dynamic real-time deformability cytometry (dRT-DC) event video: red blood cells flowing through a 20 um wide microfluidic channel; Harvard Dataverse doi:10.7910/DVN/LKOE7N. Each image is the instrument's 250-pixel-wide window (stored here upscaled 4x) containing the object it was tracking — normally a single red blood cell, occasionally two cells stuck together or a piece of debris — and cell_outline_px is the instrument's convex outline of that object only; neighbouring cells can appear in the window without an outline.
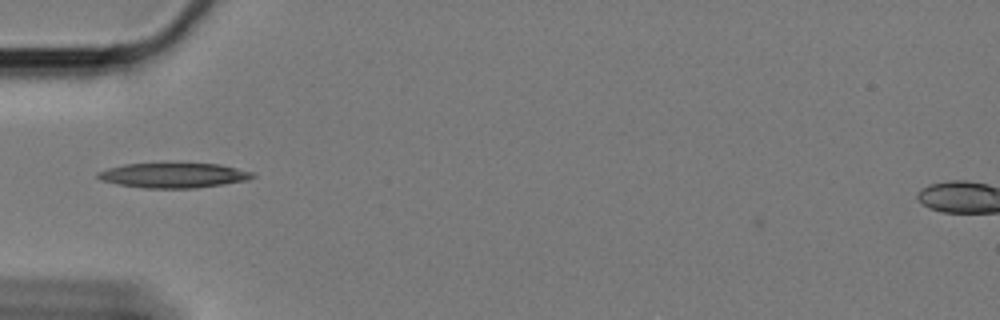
{"species": "Egyptian fruit bat (a non-hibernating species)", "species_latin": "Rousettus aegyptiacus", "temperature_condition": "cold", "stored_images_in_passage": 18, "camera_frame_rate_fps": 3000, "um_per_image_px": 0.085, "animal": {"sex": "female"}, "frame": {"image": 1, "passage_image": 3, "time_ms": 0.667, "image_size_px": [1000, 320], "cell_outline_px": [[256, 176], [248, 180], [196, 188], [144, 188], [120, 184], [100, 180], [96, 176], [96, 172], [108, 168], [124, 164], [220, 164], [252, 172]], "centroid_in_image_um": [14.74, 14.91], "position_along_channel_um": 70.3, "area_um2": 22.2}}
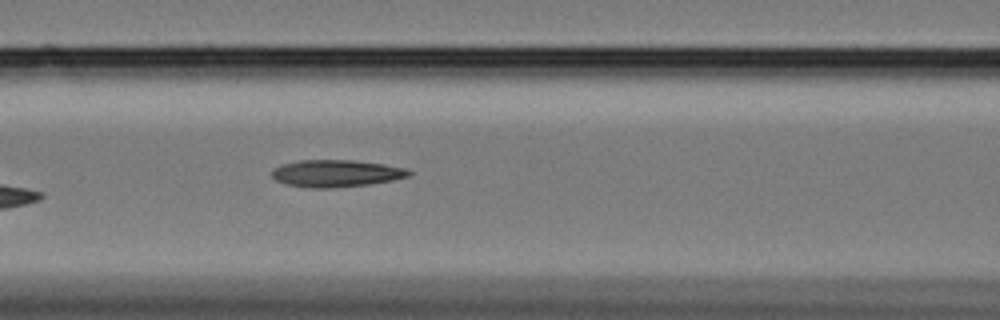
{"frame": {"image": 2, "passage_image": 9, "time_ms": 2.667, "image_size_px": [1000, 320], "cell_outline_px": [[412, 172], [408, 176], [392, 180], [368, 184], [332, 188], [312, 188], [288, 184], [276, 180], [272, 176], [272, 168], [280, 164], [300, 160], [352, 160], [384, 164], [404, 168]], "centroid_in_image_um": [28.53, 14.73], "position_along_channel_um": 138.1, "area_um2": 21.5}}